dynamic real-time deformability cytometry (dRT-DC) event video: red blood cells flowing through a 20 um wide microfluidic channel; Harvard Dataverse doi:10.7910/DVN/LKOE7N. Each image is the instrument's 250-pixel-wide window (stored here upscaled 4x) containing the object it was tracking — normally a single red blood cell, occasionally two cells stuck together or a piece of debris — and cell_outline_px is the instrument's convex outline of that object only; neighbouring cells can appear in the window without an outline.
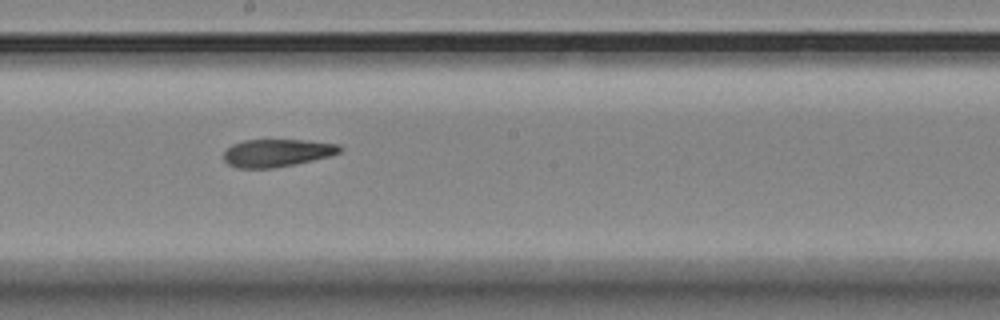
{"species": "Egyptian fruit bat (a non-hibernating species)", "species_latin": "Rousettus aegyptiacus", "temperature_condition": "room temperature", "stored_images_in_passage": 7, "camera_frame_rate_fps": 3000, "um_per_image_px": 0.085, "animal": {"sex": "female"}, "frame": {"image": 1, "passage_image": 6, "time_ms": 6.333, "image_size_px": [1000, 320], "cell_outline_px": [[344, 148], [340, 152], [328, 156], [296, 164], [272, 168], [236, 168], [228, 164], [224, 160], [224, 152], [232, 144], [244, 140], [300, 140], [340, 144]], "centroid_in_image_um": [23.53, 13.0], "position_along_channel_um": 224.7, "area_um2": 18.67}}
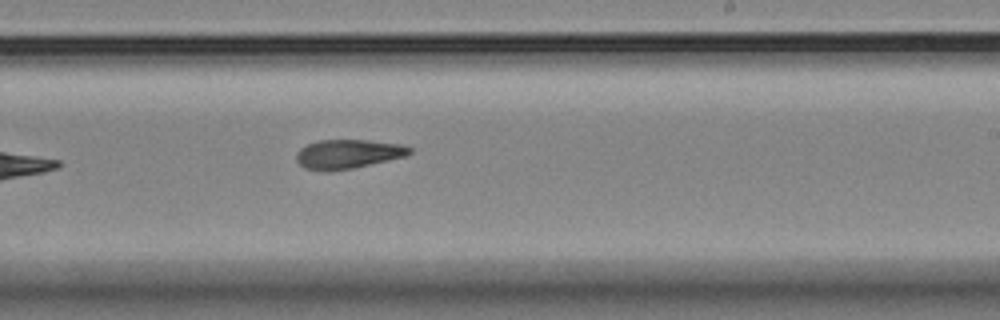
{"frame": {"image": 2, "passage_image": 7, "time_ms": 7.333, "image_size_px": [1000, 320], "cell_outline_px": [[412, 152], [404, 156], [388, 160], [352, 168], [304, 168], [296, 160], [296, 152], [300, 148], [316, 140], [364, 140], [400, 144], [412, 148]], "centroid_in_image_um": [29.59, 13.04], "position_along_channel_um": 259.4, "area_um2": 18.44}}